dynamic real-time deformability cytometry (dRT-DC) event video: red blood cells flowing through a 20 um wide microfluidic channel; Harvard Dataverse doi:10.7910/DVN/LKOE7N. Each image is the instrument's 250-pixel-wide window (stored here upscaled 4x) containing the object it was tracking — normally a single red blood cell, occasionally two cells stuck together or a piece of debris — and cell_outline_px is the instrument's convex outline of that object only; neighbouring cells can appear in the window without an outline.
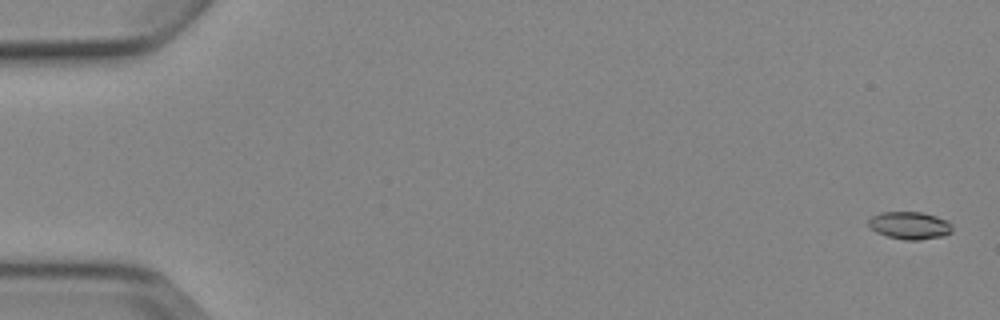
{"species": "Egyptian fruit bat (a non-hibernating species)", "species_latin": "Rousettus aegyptiacus", "temperature_condition": "cold", "stored_images_in_passage": 5, "camera_frame_rate_fps": 3000, "um_per_image_px": 0.085, "animal": {"sex": "female"}, "frame": {"image": 1, "passage_image": 1, "time_ms": 0.0, "image_size_px": [1000, 320], "cell_outline_px": [[952, 232], [944, 236], [920, 240], [904, 240], [888, 236], [876, 232], [868, 224], [868, 220], [872, 216], [880, 212], [920, 212], [936, 216], [948, 220], [952, 224]], "centroid_in_image_um": [77.35, 19.16], "position_along_channel_um": 7.6, "area_um2": 13.53}}
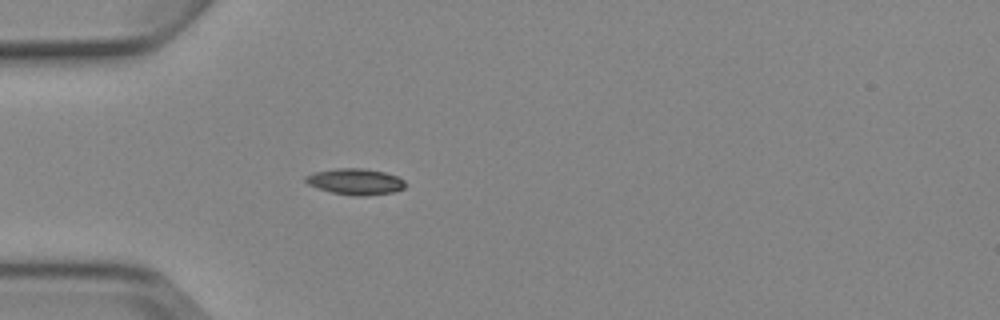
{"frame": {"image": 2, "passage_image": 5, "time_ms": 5.0, "image_size_px": [1000, 320], "cell_outline_px": [[408, 184], [404, 188], [396, 192], [364, 196], [356, 196], [332, 192], [308, 184], [304, 180], [304, 176], [312, 172], [336, 168], [364, 168], [384, 172], [396, 176], [404, 180]], "centroid_in_image_um": [30.23, 15.43], "position_along_channel_um": 54.8, "area_um2": 15.32}}